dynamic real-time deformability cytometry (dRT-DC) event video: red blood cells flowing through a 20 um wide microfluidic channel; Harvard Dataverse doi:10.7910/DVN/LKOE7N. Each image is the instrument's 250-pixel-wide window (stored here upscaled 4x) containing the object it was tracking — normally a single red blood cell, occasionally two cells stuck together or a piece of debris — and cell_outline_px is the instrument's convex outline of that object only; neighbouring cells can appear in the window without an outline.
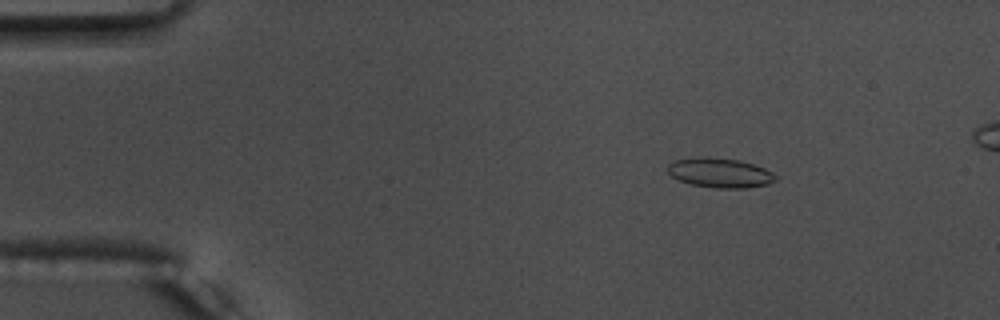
{"species": "common noctule bat (a hibernating species)", "species_latin": "Nyctalus noctula", "temperature_condition": "warm", "stored_images_in_passage": 56, "camera_frame_rate_fps": 3000, "um_per_image_px": 0.085, "animal": {"sex": "male", "body_mass_g": 17.5, "forearm_length_mm": 52.3}, "frame": {"image": 1, "passage_image": 9, "time_ms": 2.667, "image_size_px": [1000, 320], "cell_outline_px": [[776, 180], [768, 184], [748, 188], [716, 188], [692, 184], [680, 180], [672, 176], [668, 172], [668, 164], [676, 160], [700, 156], [704, 156], [740, 160], [764, 168], [772, 172], [776, 176]], "centroid_in_image_um": [61.21, 14.68], "position_along_channel_um": 23.8, "area_um2": 18.55}}
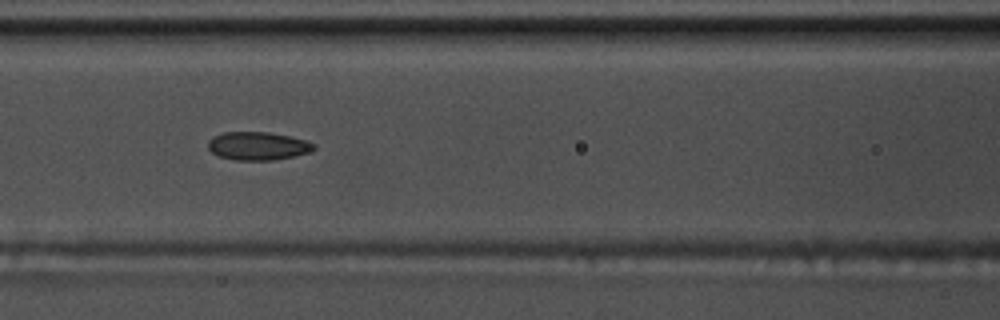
{"frame": {"image": 2, "passage_image": 25, "time_ms": 8.0, "image_size_px": [1000, 320], "cell_outline_px": [[316, 148], [312, 152], [272, 160], [236, 160], [220, 156], [212, 152], [208, 148], [208, 140], [212, 136], [224, 132], [268, 132], [288, 136], [304, 140], [316, 144]], "centroid_in_image_um": [21.91, 12.4], "position_along_channel_um": 144.7, "area_um2": 17.34}}
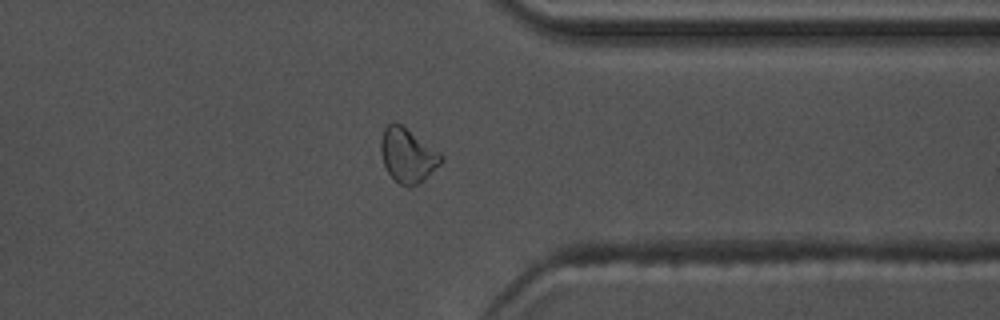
{"frame": {"image": 3, "passage_image": 44, "time_ms": 14.333, "image_size_px": [1000, 320], "cell_outline_px": [[444, 160], [420, 184], [408, 188], [400, 184], [388, 172], [384, 164], [380, 152], [380, 144], [384, 128], [392, 120], [396, 120], [440, 152], [444, 156]], "centroid_in_image_um": [34.65, 13.19], "position_along_channel_um": 376.7, "area_um2": 19.31}, "authors_computed_cell_mechanics": {"area_um2": 18.0914, "velocity_mm_per_s": 3.7381, "shape_relaxation_time_tau1_ms": null, "shape_relaxation_time_tau2_ms": 2.1634, "deformation_change_tau1": null, "deformation_change_tau2": 0.074}}